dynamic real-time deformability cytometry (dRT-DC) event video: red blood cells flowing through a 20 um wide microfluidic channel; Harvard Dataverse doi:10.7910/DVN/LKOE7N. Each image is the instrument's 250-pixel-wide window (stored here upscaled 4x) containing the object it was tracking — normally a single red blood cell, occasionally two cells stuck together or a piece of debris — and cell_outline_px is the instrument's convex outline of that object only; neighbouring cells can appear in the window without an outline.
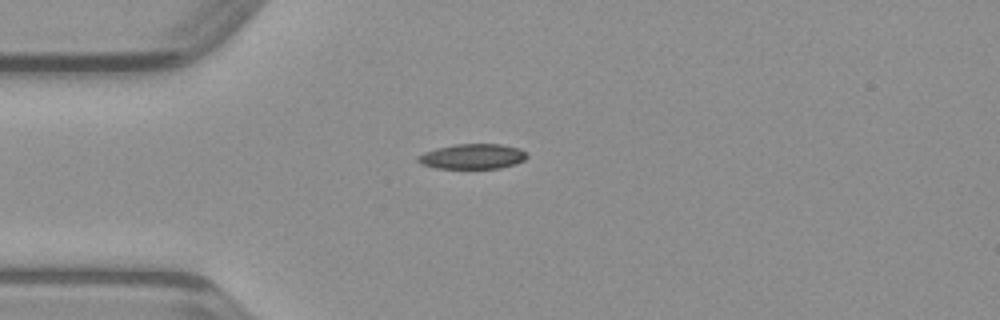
{"species": "common noctule bat (a hibernating species)", "species_latin": "Nyctalus noctula", "temperature_condition": "warm", "stored_images_in_passage": 36, "camera_frame_rate_fps": 3000, "um_per_image_px": 0.085, "animal": {"sex": "male", "body_mass_g": 23.1, "forearm_length_mm": 52.7}, "frame": {"image": 1, "passage_image": 1, "time_ms": 0.0, "image_size_px": [1000, 320], "cell_outline_px": [[528, 156], [524, 160], [516, 164], [500, 168], [436, 168], [420, 164], [416, 160], [416, 156], [424, 152], [436, 148], [456, 144], [500, 144], [520, 148]], "centroid_in_image_um": [40.14, 13.3], "position_along_channel_um": 44.9, "area_um2": 16.01}}
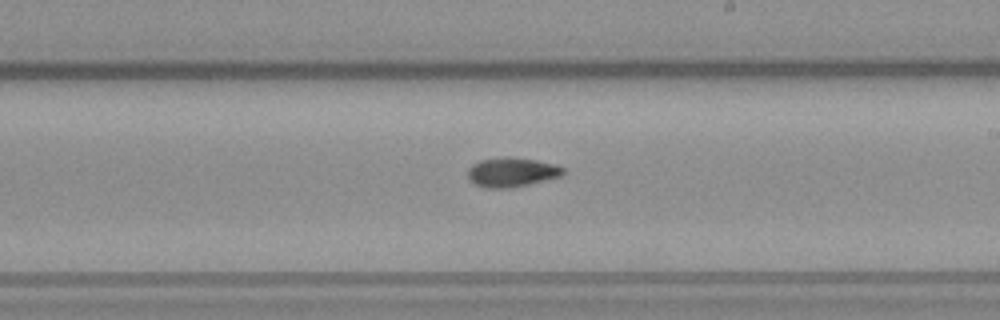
{"frame": {"image": 2, "passage_image": 16, "time_ms": 5.0, "image_size_px": [1000, 320], "cell_outline_px": [[564, 172], [560, 176], [528, 184], [508, 188], [488, 188], [476, 184], [468, 180], [468, 168], [472, 164], [480, 160], [504, 156], [508, 156], [536, 160], [556, 164], [564, 168]], "centroid_in_image_um": [43.47, 14.62], "position_along_channel_um": 245.5, "area_um2": 16.3}}
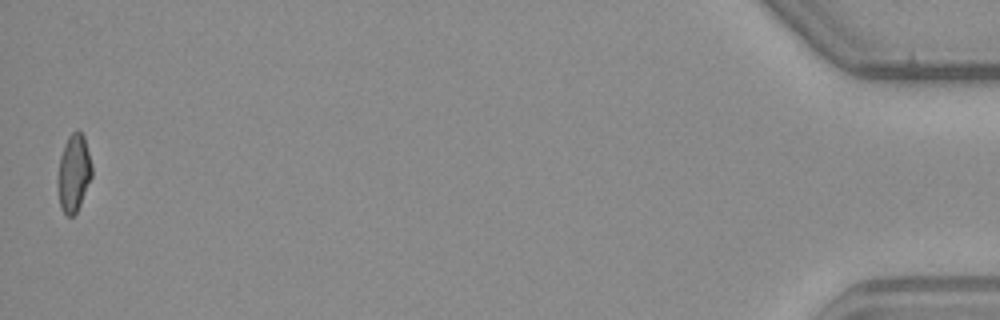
{"frame": {"image": 3, "passage_image": 36, "time_ms": 11.667, "image_size_px": [1000, 320], "cell_outline_px": [[92, 176], [80, 204], [76, 212], [72, 216], [68, 216], [60, 208], [56, 180], [60, 156], [64, 144], [68, 136], [72, 132], [80, 132], [84, 136], [92, 164]], "centroid_in_image_um": [6.25, 14.71], "position_along_channel_um": 429.0, "area_um2": 15.49}}